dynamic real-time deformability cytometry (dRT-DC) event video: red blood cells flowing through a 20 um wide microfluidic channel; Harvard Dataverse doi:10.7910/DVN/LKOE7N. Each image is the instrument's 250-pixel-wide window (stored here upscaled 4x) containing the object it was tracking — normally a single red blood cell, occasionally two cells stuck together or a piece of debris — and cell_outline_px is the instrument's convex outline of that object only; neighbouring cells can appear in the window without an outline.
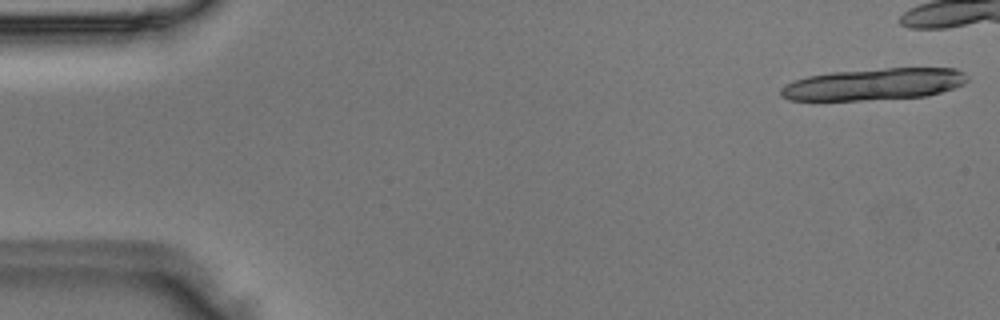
{"species": "Egyptian fruit bat (a non-hibernating species)", "species_latin": "Rousettus aegyptiacus", "temperature_condition": "room temperature", "stored_images_in_passage": 18, "camera_frame_rate_fps": 3000, "um_per_image_px": 0.085, "animal": {"sex": "male"}, "frame": {"image": 1, "passage_image": 1, "time_ms": 0.0, "image_size_px": [1000, 320], "cell_outline_px": [[968, 80], [964, 84], [928, 96], [864, 100], [788, 100], [780, 96], [780, 88], [784, 84], [792, 80], [808, 76], [832, 72], [884, 68], [956, 68], [964, 72], [968, 76]], "centroid_in_image_um": [74.26, 7.15], "position_along_channel_um": 10.7, "area_um2": 34.74}}